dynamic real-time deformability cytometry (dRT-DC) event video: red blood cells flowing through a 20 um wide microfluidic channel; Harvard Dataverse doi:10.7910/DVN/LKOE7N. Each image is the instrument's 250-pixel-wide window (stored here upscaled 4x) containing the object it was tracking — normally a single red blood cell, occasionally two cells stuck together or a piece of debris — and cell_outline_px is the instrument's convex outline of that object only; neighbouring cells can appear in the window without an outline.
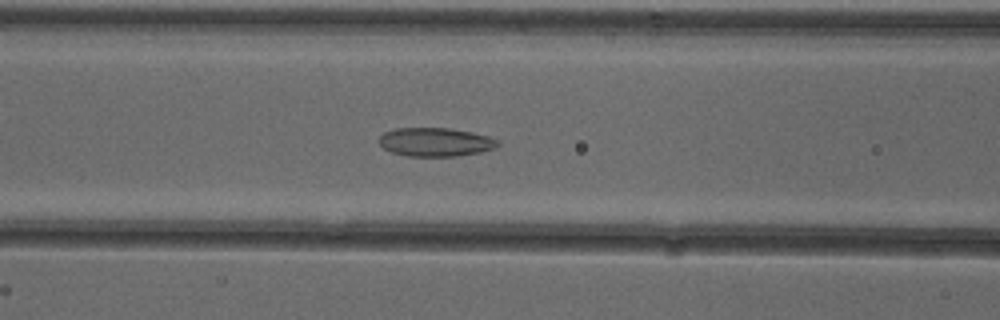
{"species": "common noctule bat (a hibernating species)", "species_latin": "Nyctalus noctula", "temperature_condition": "cold", "stored_images_in_passage": 42, "camera_frame_rate_fps": 3000, "um_per_image_px": 0.085, "animal": {"sex": "female"}, "frame": {"image": 1, "passage_image": 11, "time_ms": 3.333, "image_size_px": [1000, 320], "cell_outline_px": [[500, 144], [496, 148], [480, 152], [456, 156], [408, 156], [392, 152], [384, 148], [380, 144], [380, 136], [384, 132], [396, 128], [448, 128], [472, 132], [488, 136], [500, 140]], "centroid_in_image_um": [37.05, 12.07], "position_along_channel_um": 129.6, "area_um2": 19.83}}
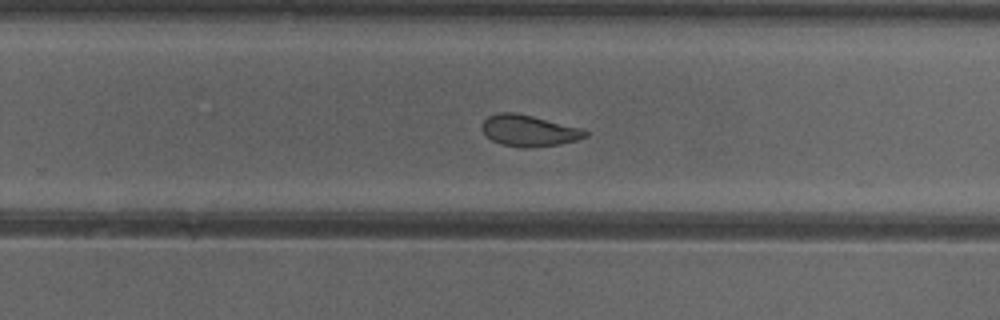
{"frame": {"image": 2, "passage_image": 23, "time_ms": 7.333, "image_size_px": [1000, 320], "cell_outline_px": [[588, 136], [576, 140], [560, 144], [528, 148], [520, 148], [500, 144], [492, 140], [480, 128], [484, 120], [488, 116], [496, 112], [516, 112], [584, 128], [588, 132]], "centroid_in_image_um": [44.96, 11.1], "position_along_channel_um": 284.8, "area_um2": 19.13}}
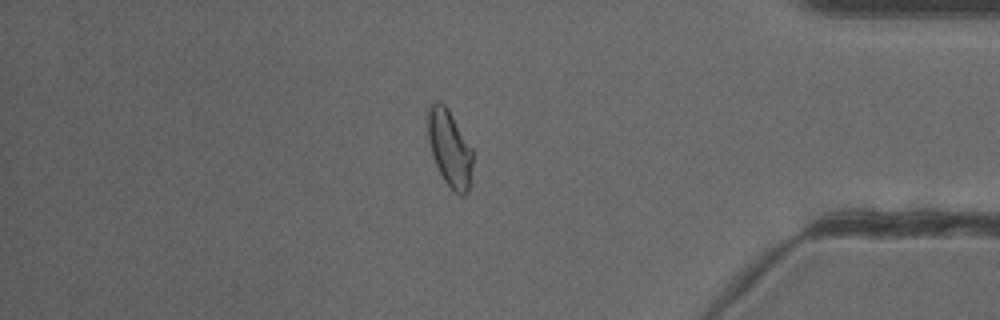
{"frame": {"image": 3, "passage_image": 34, "time_ms": 11.0, "image_size_px": [1000, 320], "cell_outline_px": [[472, 164], [468, 192], [464, 196], [460, 196], [444, 180], [432, 156], [428, 140], [428, 108], [436, 100], [440, 100], [448, 108], [472, 148]], "centroid_in_image_um": [38.21, 12.58], "position_along_channel_um": 397.0, "area_um2": 19.88}, "authors_computed_cell_mechanics": {"area_um2": 20.0566, "velocity_mm_per_s": 3.8893, "shape_relaxation_time_tau1_ms": 8.8954, "shape_relaxation_time_tau2_ms": 2.257, "deformation_change_tau1": 0.1954, "deformation_change_tau2": 0.0854}}